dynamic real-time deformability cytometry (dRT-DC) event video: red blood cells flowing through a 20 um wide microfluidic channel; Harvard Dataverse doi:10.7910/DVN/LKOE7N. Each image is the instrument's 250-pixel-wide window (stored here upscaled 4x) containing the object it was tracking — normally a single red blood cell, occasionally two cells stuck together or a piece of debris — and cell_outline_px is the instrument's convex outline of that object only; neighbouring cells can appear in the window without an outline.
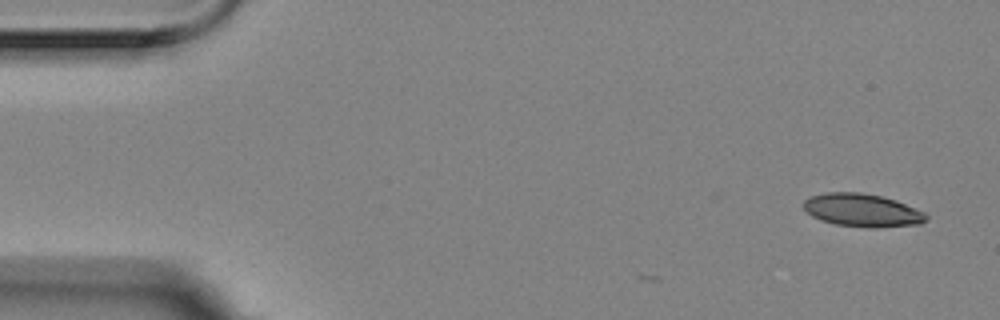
{"species": "Egyptian fruit bat (a non-hibernating species)", "species_latin": "Rousettus aegyptiacus", "temperature_condition": "room temperature", "stored_images_in_passage": 6, "camera_frame_rate_fps": 3000, "um_per_image_px": 0.085, "animal": {"sex": "female"}, "frame": {"image": 1, "passage_image": 1, "time_ms": 0.0, "image_size_px": [1000, 320], "cell_outline_px": [[928, 216], [920, 224], [876, 228], [868, 228], [836, 224], [820, 220], [812, 216], [804, 208], [804, 200], [812, 196], [824, 192], [860, 192], [880, 196], [896, 200], [924, 212]], "centroid_in_image_um": [73.28, 17.87], "position_along_channel_um": 11.7, "area_um2": 23.52}}